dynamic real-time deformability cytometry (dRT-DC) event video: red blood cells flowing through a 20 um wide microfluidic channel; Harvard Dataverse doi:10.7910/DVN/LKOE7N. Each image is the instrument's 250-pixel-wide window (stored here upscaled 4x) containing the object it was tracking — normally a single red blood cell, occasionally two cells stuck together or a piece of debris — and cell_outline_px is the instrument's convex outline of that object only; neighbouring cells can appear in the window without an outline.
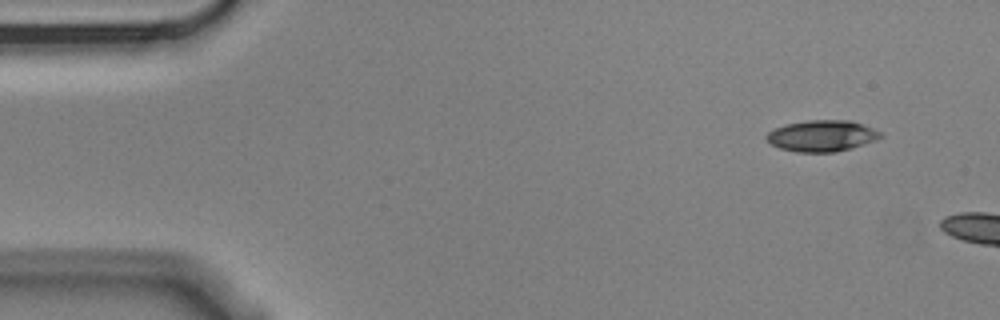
{"species": "Egyptian fruit bat (a non-hibernating species)", "species_latin": "Rousettus aegyptiacus", "temperature_condition": "cold", "stored_images_in_passage": 4, "camera_frame_rate_fps": 3000, "um_per_image_px": 0.085, "animal": {"sex": "male"}, "frame": {"image": 1, "passage_image": 1, "time_ms": 0.0, "image_size_px": [1000, 320], "cell_outline_px": [[884, 136], [876, 140], [852, 148], [836, 152], [796, 152], [780, 148], [772, 144], [764, 136], [768, 132], [784, 124], [808, 120], [848, 120], [864, 124], [880, 132]], "centroid_in_image_um": [69.87, 11.54], "position_along_channel_um": 15.1, "area_um2": 20.81}}